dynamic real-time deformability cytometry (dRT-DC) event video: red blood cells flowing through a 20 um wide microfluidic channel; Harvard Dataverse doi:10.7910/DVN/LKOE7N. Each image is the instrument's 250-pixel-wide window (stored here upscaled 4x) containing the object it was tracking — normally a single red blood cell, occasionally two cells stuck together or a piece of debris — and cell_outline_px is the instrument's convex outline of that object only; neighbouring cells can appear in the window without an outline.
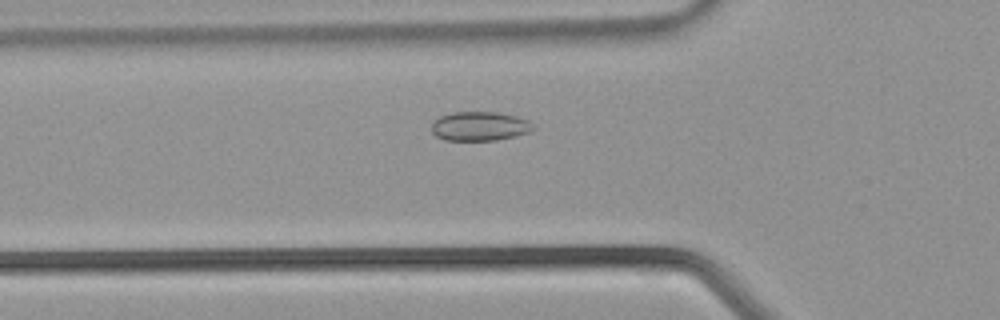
{"species": "common noctule bat (a hibernating species)", "species_latin": "Nyctalus noctula", "temperature_condition": "warm", "stored_images_in_passage": 35, "camera_frame_rate_fps": 3000, "um_per_image_px": 0.085, "animal": {"sex": "male", "body_mass_g": 21.5, "forearm_length_mm": 52.0}, "frame": {"image": 1, "passage_image": 10, "time_ms": 3.0, "image_size_px": [1000, 320], "cell_outline_px": [[536, 128], [528, 132], [516, 136], [496, 140], [444, 140], [436, 136], [432, 132], [432, 120], [440, 116], [452, 112], [500, 112], [516, 116], [528, 120], [536, 124]], "centroid_in_image_um": [40.79, 10.72], "position_along_channel_um": 85.0, "area_um2": 17.51}}
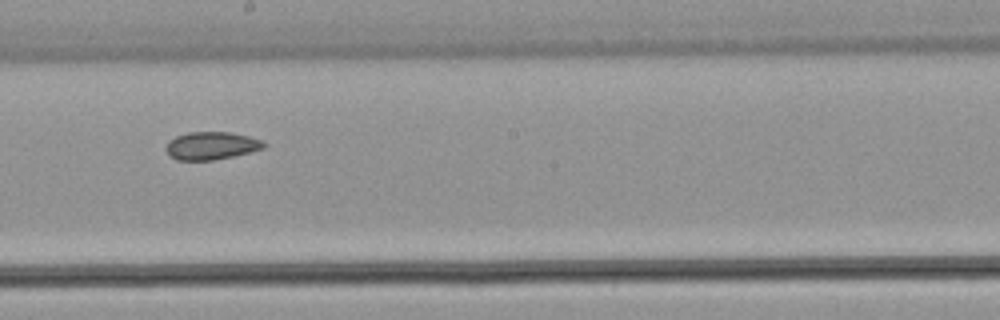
{"frame": {"image": 2, "passage_image": 18, "time_ms": 5.667, "image_size_px": [1000, 320], "cell_outline_px": [[268, 144], [264, 148], [252, 152], [212, 160], [176, 160], [168, 156], [164, 148], [168, 140], [176, 136], [188, 132], [232, 132], [264, 140]], "centroid_in_image_um": [17.96, 12.38], "position_along_channel_um": 230.2, "area_um2": 16.18}}
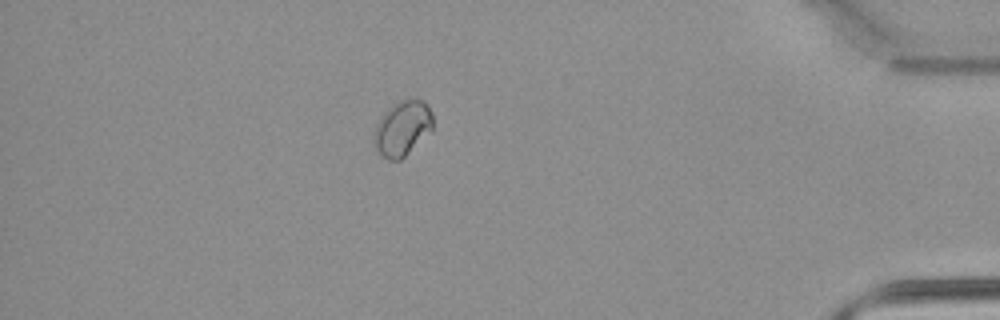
{"frame": {"image": 3, "passage_image": 30, "time_ms": 9.667, "image_size_px": [1000, 320], "cell_outline_px": [[432, 132], [400, 160], [388, 160], [376, 148], [372, 140], [372, 136], [376, 124], [384, 112], [388, 108], [404, 100], [424, 100], [428, 104], [432, 112]], "centroid_in_image_um": [34.22, 10.92], "position_along_channel_um": 401.0, "area_um2": 18.84}}